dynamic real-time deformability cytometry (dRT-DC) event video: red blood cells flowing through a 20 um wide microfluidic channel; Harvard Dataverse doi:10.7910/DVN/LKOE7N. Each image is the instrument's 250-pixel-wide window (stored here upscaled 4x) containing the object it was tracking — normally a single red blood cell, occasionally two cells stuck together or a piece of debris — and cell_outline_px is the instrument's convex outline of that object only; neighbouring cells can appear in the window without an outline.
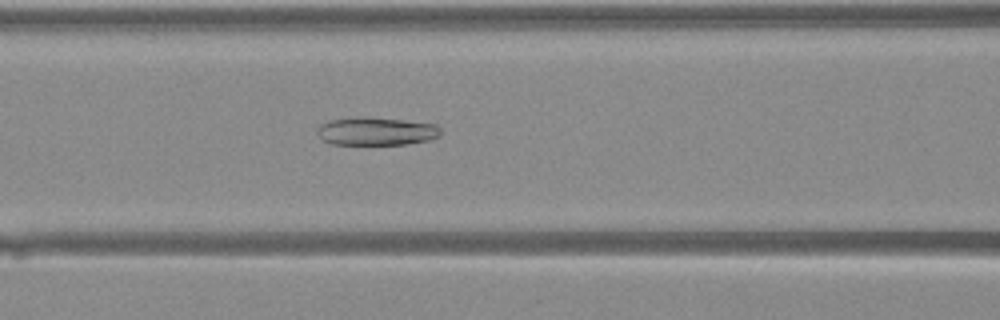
{"species": "Egyptian fruit bat (a non-hibernating species)", "species_latin": "Rousettus aegyptiacus", "temperature_condition": "warm", "stored_images_in_passage": 44, "camera_frame_rate_fps": 3000, "um_per_image_px": 0.085, "animal": {"sex": "female"}, "frame": {"image": 1, "passage_image": 20, "time_ms": 6.333, "image_size_px": [1000, 320], "cell_outline_px": [[440, 136], [428, 140], [404, 144], [332, 144], [324, 140], [316, 132], [316, 128], [320, 124], [328, 120], [400, 120], [436, 124], [440, 128]], "centroid_in_image_um": [32.0, 11.21], "position_along_channel_um": 134.6, "area_um2": 19.07}}
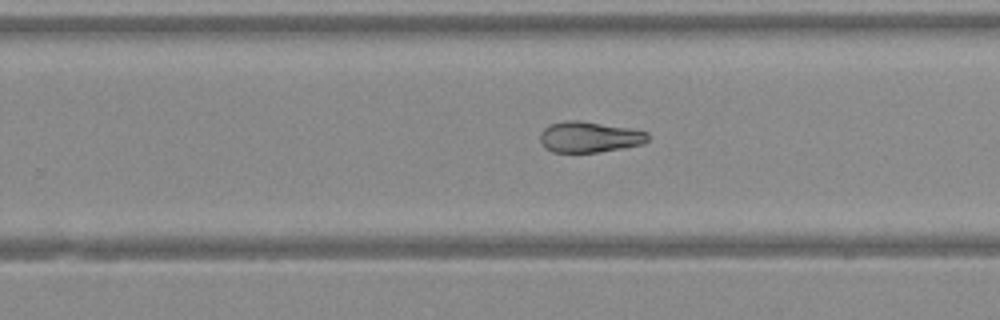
{"frame": {"image": 2, "passage_image": 29, "time_ms": 9.333, "image_size_px": [1000, 320], "cell_outline_px": [[648, 140], [644, 144], [624, 148], [596, 152], [552, 152], [540, 140], [540, 132], [548, 124], [564, 120], [580, 120], [628, 128], [648, 132]], "centroid_in_image_um": [50.1, 11.63], "position_along_channel_um": 279.7, "area_um2": 19.36}}
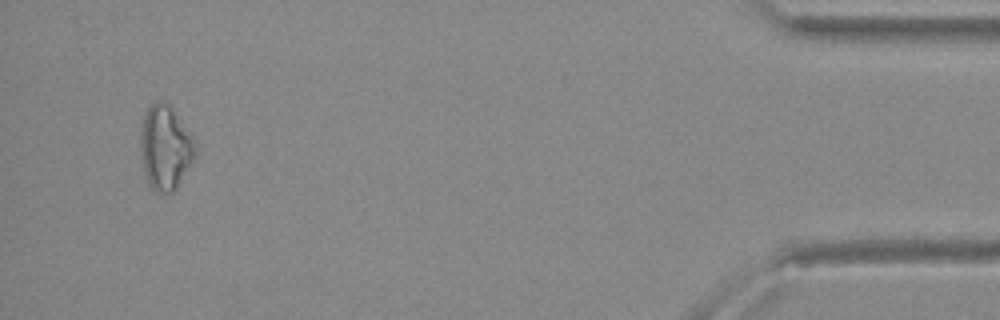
{"frame": {"image": 3, "passage_image": 42, "time_ms": 13.667, "image_size_px": [1000, 320], "cell_outline_px": [[196, 152], [192, 160], [176, 188], [172, 192], [156, 192], [148, 184], [140, 156], [140, 132], [144, 116], [148, 108], [156, 100], [168, 104], [188, 132]], "centroid_in_image_um": [13.98, 12.57], "position_along_channel_um": 421.2, "area_um2": 26.07}}